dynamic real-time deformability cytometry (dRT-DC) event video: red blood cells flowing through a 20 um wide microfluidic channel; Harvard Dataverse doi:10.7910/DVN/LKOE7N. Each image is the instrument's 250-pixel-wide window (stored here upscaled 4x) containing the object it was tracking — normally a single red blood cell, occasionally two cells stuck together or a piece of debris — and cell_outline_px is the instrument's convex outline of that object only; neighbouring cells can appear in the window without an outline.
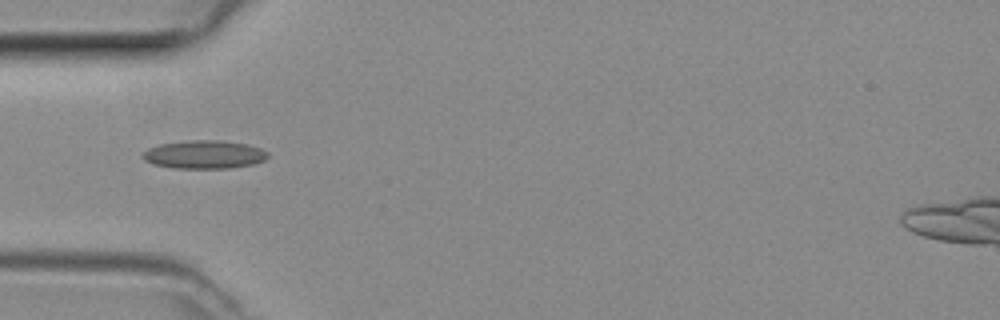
{"species": "common noctule bat (a hibernating species)", "species_latin": "Nyctalus noctula", "temperature_condition": "room temperature", "stored_images_in_passage": 29, "camera_frame_rate_fps": 3000, "um_per_image_px": 0.085, "animal": {"sex": "female", "body_mass_g": 29.2, "forearm_length_mm": 56.3}, "frame": {"image": 1, "passage_image": 4, "time_ms": 1.0, "image_size_px": [1000, 320], "cell_outline_px": [[268, 156], [264, 160], [252, 164], [228, 168], [172, 168], [152, 164], [144, 160], [140, 156], [140, 152], [148, 148], [160, 144], [188, 140], [216, 140], [248, 144], [260, 148], [268, 152]], "centroid_in_image_um": [17.29, 13.13], "position_along_channel_um": 67.7, "area_um2": 20.75}}
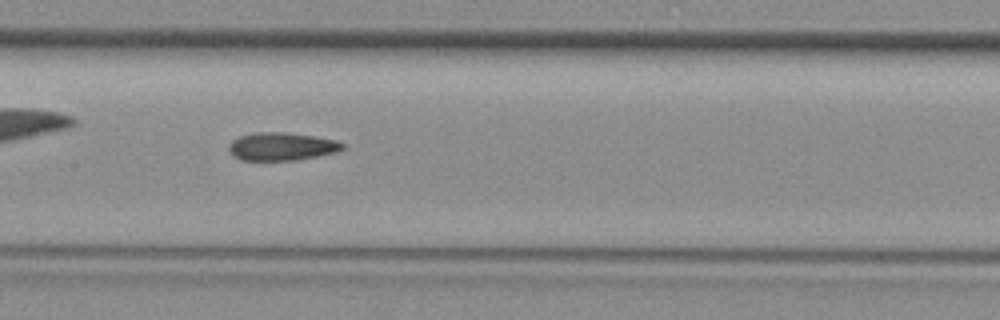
{"frame": {"image": 2, "passage_image": 12, "time_ms": 3.667, "image_size_px": [1000, 320], "cell_outline_px": [[344, 148], [336, 152], [296, 160], [240, 160], [228, 148], [232, 140], [240, 136], [256, 132], [284, 132], [312, 136], [336, 140], [344, 144]], "centroid_in_image_um": [23.95, 12.45], "position_along_channel_um": 183.5, "area_um2": 18.26}}
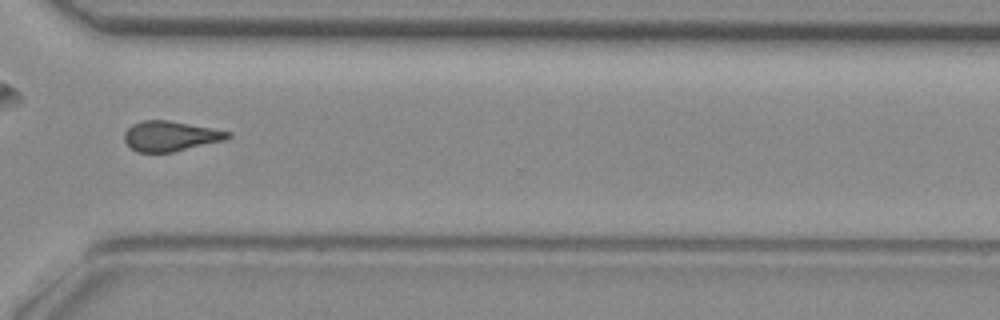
{"frame": {"image": 3, "passage_image": 24, "time_ms": 7.667, "image_size_px": [1000, 320], "cell_outline_px": [[232, 136], [224, 140], [172, 152], [136, 152], [124, 140], [124, 132], [132, 124], [144, 120], [168, 120], [212, 128], [232, 132]], "centroid_in_image_um": [14.48, 11.56], "position_along_channel_um": 356.1, "area_um2": 18.03}}